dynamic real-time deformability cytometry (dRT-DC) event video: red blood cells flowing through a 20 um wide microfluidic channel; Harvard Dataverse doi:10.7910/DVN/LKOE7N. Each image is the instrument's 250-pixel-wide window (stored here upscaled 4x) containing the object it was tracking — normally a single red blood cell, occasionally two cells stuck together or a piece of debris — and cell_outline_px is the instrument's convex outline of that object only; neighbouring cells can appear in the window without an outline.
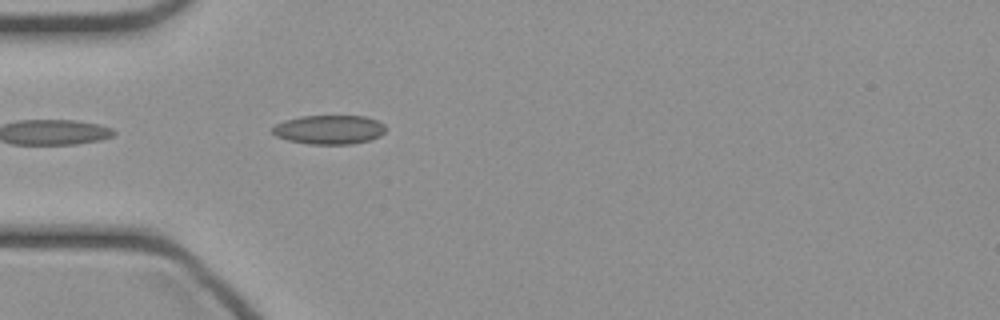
{"species": "common noctule bat (a hibernating species)", "species_latin": "Nyctalus noctula", "temperature_condition": "cold", "stored_images_in_passage": 10, "camera_frame_rate_fps": 3000, "um_per_image_px": 0.085, "animal": {"sex": "female", "body_mass_g": 21.9}, "frame": {"image": 1, "passage_image": 1, "time_ms": 0.0, "image_size_px": [1000, 320], "cell_outline_px": [[384, 132], [380, 136], [372, 140], [352, 144], [308, 144], [288, 140], [276, 136], [272, 132], [272, 128], [276, 124], [284, 120], [300, 116], [364, 116], [376, 120], [384, 124]], "centroid_in_image_um": [27.98, 11.02], "position_along_channel_um": 57.0, "area_um2": 19.25}}
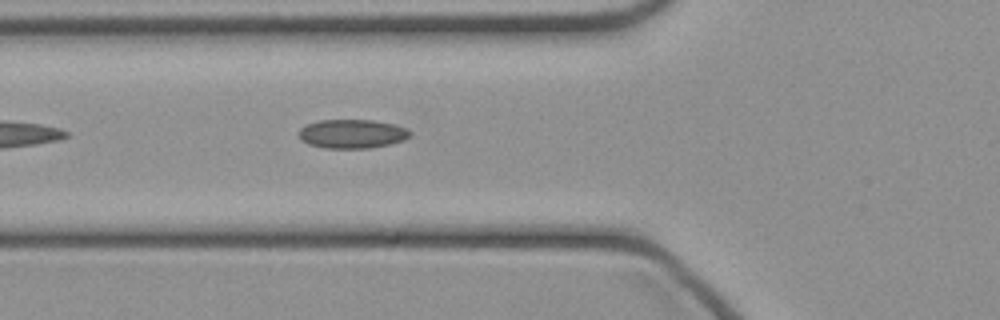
{"frame": {"image": 2, "passage_image": 4, "time_ms": 1.0, "image_size_px": [1000, 320], "cell_outline_px": [[412, 136], [404, 140], [388, 144], [368, 148], [324, 148], [308, 144], [300, 140], [300, 128], [308, 124], [320, 120], [372, 120], [396, 124], [408, 128], [412, 132]], "centroid_in_image_um": [29.98, 11.37], "position_along_channel_um": 95.8, "area_um2": 18.84}}